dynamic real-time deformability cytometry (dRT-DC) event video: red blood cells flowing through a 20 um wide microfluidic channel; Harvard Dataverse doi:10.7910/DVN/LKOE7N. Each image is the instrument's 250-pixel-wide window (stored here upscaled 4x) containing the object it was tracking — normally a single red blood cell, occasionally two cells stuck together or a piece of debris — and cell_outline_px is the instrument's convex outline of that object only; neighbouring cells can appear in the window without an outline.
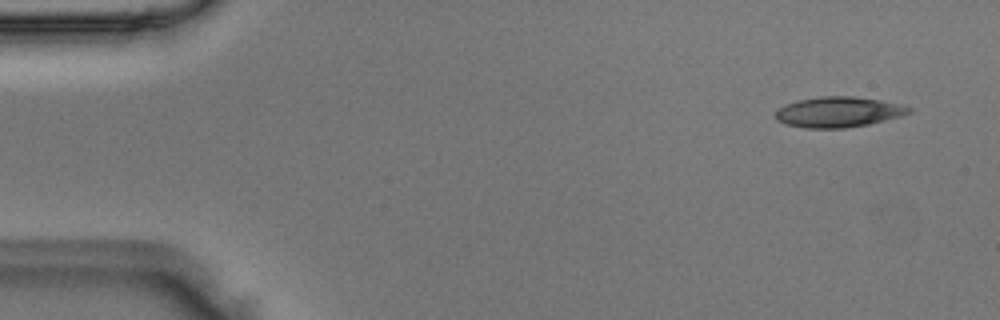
{"species": "Egyptian fruit bat (a non-hibernating species)", "species_latin": "Rousettus aegyptiacus", "temperature_condition": "room temperature", "stored_images_in_passage": 49, "camera_frame_rate_fps": 3000, "um_per_image_px": 0.085, "animal": {"sex": "male"}, "frame": {"image": 1, "passage_image": 1, "time_ms": 0.0, "image_size_px": [1000, 320], "cell_outline_px": [[912, 112], [904, 116], [868, 124], [844, 128], [804, 128], [784, 124], [776, 120], [776, 112], [780, 108], [796, 100], [820, 96], [856, 96], [880, 100], [900, 104], [912, 108]], "centroid_in_image_um": [71.3, 9.52], "position_along_channel_um": 13.7, "area_um2": 23.81}}
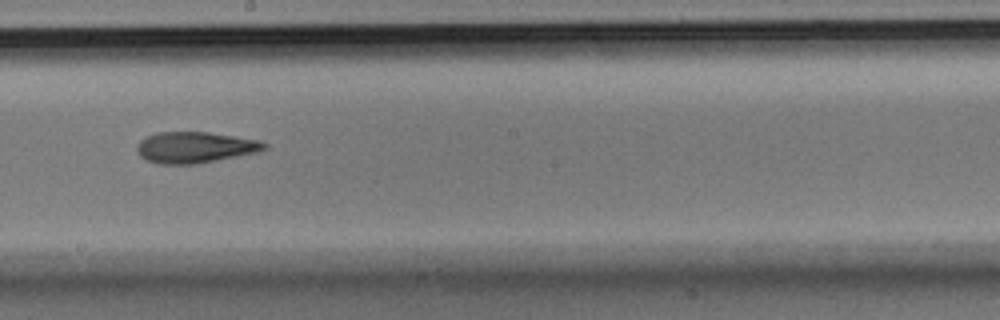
{"frame": {"image": 2, "passage_image": 26, "time_ms": 8.333, "image_size_px": [1000, 320], "cell_outline_px": [[268, 148], [256, 152], [196, 164], [156, 164], [140, 156], [136, 148], [140, 140], [144, 136], [156, 132], [208, 132], [260, 140], [268, 144]], "centroid_in_image_um": [16.55, 12.52], "position_along_channel_um": 231.6, "area_um2": 23.12}}
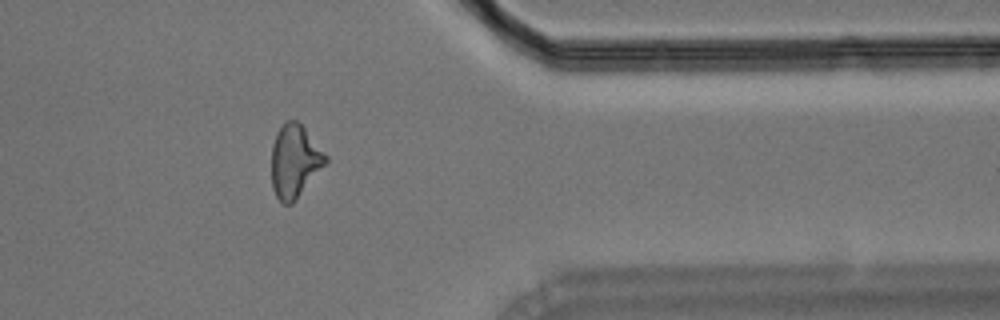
{"frame": {"image": 3, "passage_image": 39, "time_ms": 12.667, "image_size_px": [1000, 320], "cell_outline_px": [[328, 164], [292, 204], [284, 204], [276, 196], [272, 188], [272, 144], [276, 132], [288, 120], [296, 120], [304, 128], [328, 156]], "centroid_in_image_um": [25.07, 13.73], "position_along_channel_um": 386.3, "area_um2": 23.12}}